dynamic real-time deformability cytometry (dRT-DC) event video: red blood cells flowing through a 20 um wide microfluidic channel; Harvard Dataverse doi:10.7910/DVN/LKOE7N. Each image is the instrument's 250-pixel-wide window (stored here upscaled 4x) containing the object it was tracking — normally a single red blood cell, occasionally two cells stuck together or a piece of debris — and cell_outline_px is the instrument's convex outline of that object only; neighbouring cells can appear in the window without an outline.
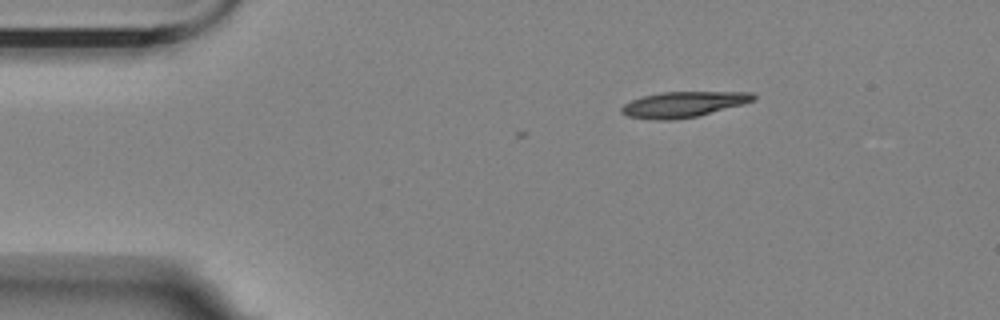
{"species": "Egyptian fruit bat (a non-hibernating species)", "species_latin": "Rousettus aegyptiacus", "temperature_condition": "room temperature", "stored_images_in_passage": 3, "camera_frame_rate_fps": 3000, "um_per_image_px": 0.085, "animal": {"sex": "female"}, "frame": {"image": 1, "passage_image": 3, "time_ms": 0.667, "image_size_px": [1000, 320], "cell_outline_px": [[756, 96], [752, 100], [744, 104], [696, 116], [672, 120], [656, 120], [628, 116], [620, 112], [620, 108], [624, 104], [640, 96], [660, 92], [752, 92]], "centroid_in_image_um": [58.04, 8.87], "position_along_channel_um": 27.0, "area_um2": 19.59}}